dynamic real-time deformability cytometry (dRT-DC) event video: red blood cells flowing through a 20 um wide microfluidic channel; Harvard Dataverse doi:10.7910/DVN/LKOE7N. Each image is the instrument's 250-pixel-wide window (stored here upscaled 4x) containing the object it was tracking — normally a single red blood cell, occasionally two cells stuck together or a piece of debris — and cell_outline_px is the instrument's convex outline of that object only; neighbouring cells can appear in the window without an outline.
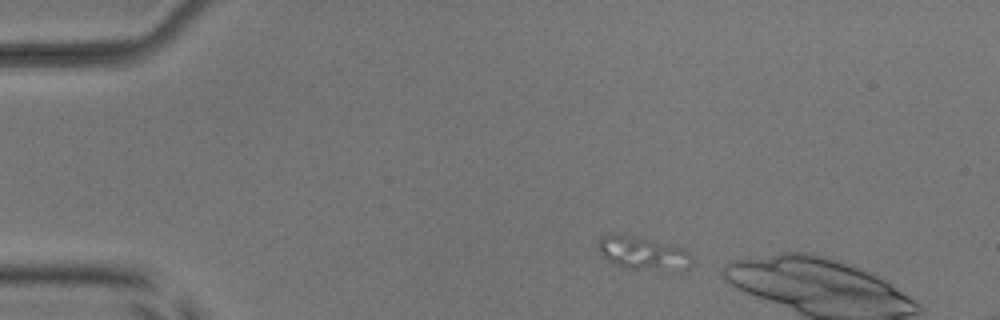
{"species": "common noctule bat (a hibernating species)", "species_latin": "Nyctalus noctula", "temperature_condition": "room temperature", "stored_images_in_passage": 5, "camera_frame_rate_fps": 3000, "um_per_image_px": 0.085, "animal": {"sex": "male", "body_mass_g": 17.9, "forearm_length_mm": 54.2}, "frame": {"image": 1, "passage_image": 1, "time_ms": 0.0, "image_size_px": [1000, 320], "cell_outline_px": [[692, 264], [684, 272], [668, 272], [632, 268], [612, 264], [600, 252], [596, 244], [600, 236], [608, 232], [612, 232], [640, 236], [684, 248], [688, 252], [692, 260]], "centroid_in_image_um": [54.67, 21.51], "position_along_channel_um": 30.3, "area_um2": 19.07}}